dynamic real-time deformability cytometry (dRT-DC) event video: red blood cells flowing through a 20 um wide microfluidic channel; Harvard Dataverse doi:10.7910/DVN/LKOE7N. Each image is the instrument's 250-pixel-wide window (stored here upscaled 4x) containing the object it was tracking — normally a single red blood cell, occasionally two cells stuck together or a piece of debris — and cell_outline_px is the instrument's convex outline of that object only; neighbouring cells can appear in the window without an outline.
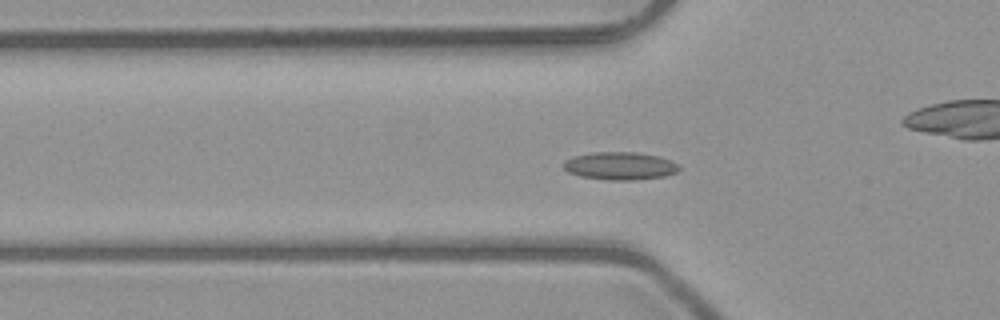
{"species": "common noctule bat (a hibernating species)", "species_latin": "Nyctalus noctula", "temperature_condition": "room temperature", "stored_images_in_passage": 37, "camera_frame_rate_fps": 3000, "um_per_image_px": 0.085, "animal": {"sex": "male", "body_mass_g": 23.1, "forearm_length_mm": 52.7}, "frame": {"image": 1, "passage_image": 2, "time_ms": 0.333, "image_size_px": [1000, 320], "cell_outline_px": [[680, 168], [676, 172], [664, 176], [632, 180], [608, 180], [580, 176], [568, 172], [564, 168], [564, 160], [572, 156], [592, 152], [636, 152], [660, 156], [672, 160]], "centroid_in_image_um": [52.68, 14.09], "position_along_channel_um": 73.1, "area_um2": 18.79}}
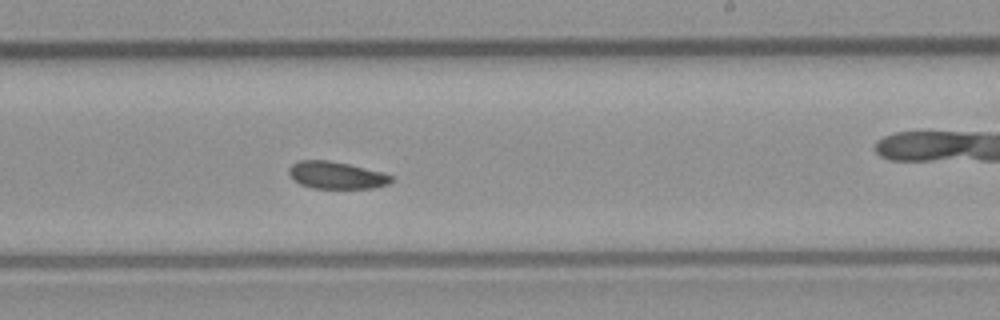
{"frame": {"image": 2, "passage_image": 16, "time_ms": 5.0, "image_size_px": [1000, 320], "cell_outline_px": [[392, 180], [388, 184], [372, 188], [312, 188], [300, 184], [292, 180], [288, 172], [288, 168], [292, 164], [300, 160], [328, 160], [348, 164], [384, 172], [392, 176]], "centroid_in_image_um": [28.56, 14.89], "position_along_channel_um": 260.4, "area_um2": 16.3}}
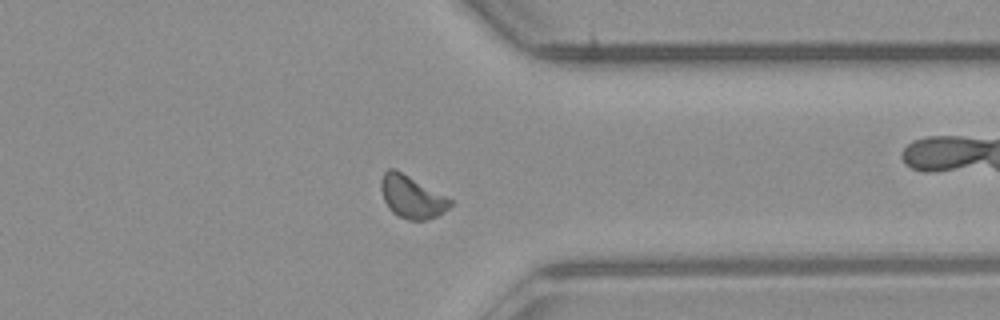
{"frame": {"image": 3, "passage_image": 25, "time_ms": 8.0, "image_size_px": [1000, 320], "cell_outline_px": [[452, 204], [444, 212], [436, 216], [424, 220], [408, 220], [392, 212], [388, 208], [384, 200], [380, 188], [380, 180], [384, 172], [388, 168], [396, 168], [452, 200]], "centroid_in_image_um": [34.96, 16.71], "position_along_channel_um": 376.4, "area_um2": 17.11}, "authors_computed_cell_mechanics": {"area_um2": 16.7042, "velocity_mm_per_s": 3.9923, "shape_relaxation_time_tau1_ms": null, "shape_relaxation_time_tau2_ms": 3.4915, "deformation_change_tau1": null, "deformation_change_tau2": 0.0767}}